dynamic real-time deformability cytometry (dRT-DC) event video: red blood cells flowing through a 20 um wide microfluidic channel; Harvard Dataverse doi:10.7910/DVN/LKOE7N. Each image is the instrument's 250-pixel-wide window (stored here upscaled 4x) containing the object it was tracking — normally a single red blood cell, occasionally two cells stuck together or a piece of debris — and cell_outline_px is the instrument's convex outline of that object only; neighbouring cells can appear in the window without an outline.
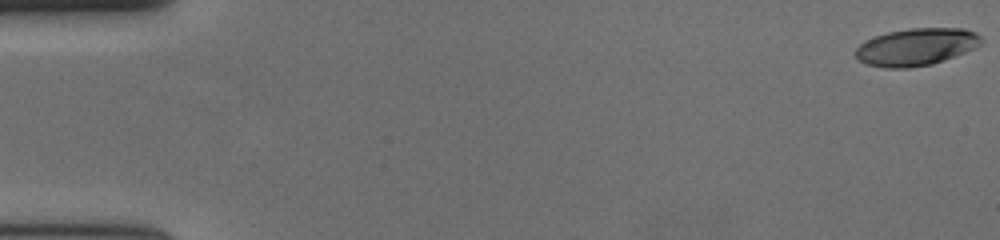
{"species": "human", "species_latin": "Homo sapiens", "temperature_condition": "cold", "stored_images_in_passage": 59, "camera_frame_rate_fps": 3000, "um_per_image_px": 0.085, "donor": {"sex": "female"}, "frame": {"image": 1, "passage_image": 1, "time_ms": 0.0, "image_size_px": [1000, 240], "cell_outline_px": [[984, 40], [976, 48], [944, 60], [932, 64], [908, 68], [884, 68], [868, 64], [856, 60], [852, 52], [864, 40], [888, 32], [908, 28], [964, 28], [976, 32]], "centroid_in_image_um": [77.86, 3.99], "position_along_channel_um": 7.1, "area_um2": 27.69}}
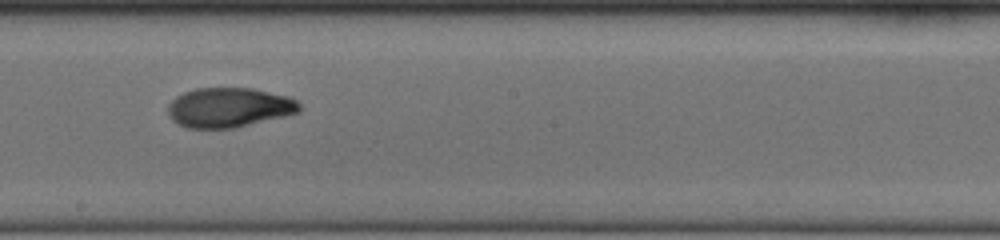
{"frame": {"image": 2, "passage_image": 34, "time_ms": 11.0, "image_size_px": [1000, 240], "cell_outline_px": [[300, 112], [284, 116], [232, 128], [188, 128], [172, 120], [168, 112], [168, 104], [176, 96], [184, 92], [196, 88], [252, 88], [292, 96], [300, 104]], "centroid_in_image_um": [19.49, 9.12], "position_along_channel_um": 228.7, "area_um2": 30.4}}
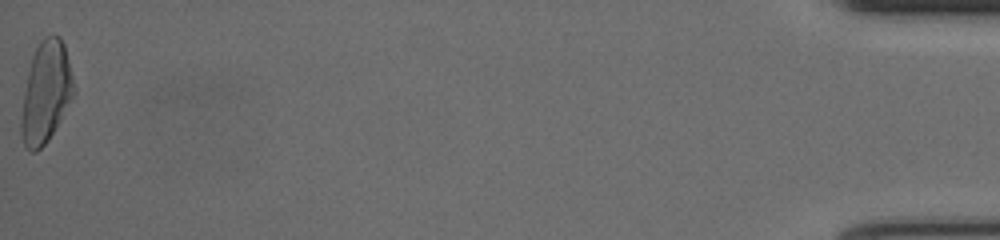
{"frame": {"image": 3, "passage_image": 59, "time_ms": 19.333, "image_size_px": [1000, 240], "cell_outline_px": [[76, 92], [48, 140], [36, 152], [28, 152], [24, 144], [20, 132], [20, 120], [24, 92], [28, 72], [32, 56], [40, 40], [44, 36], [60, 36], [64, 44], [76, 88]], "centroid_in_image_um": [3.9, 7.85], "position_along_channel_um": 431.3, "area_um2": 30.98}, "authors_computed_cell_mechanics": {"area_um2": 29.0734, "velocity_mm_per_s": 3.6496, "shape_relaxation_time_tau1_ms": 4.7961, "shape_relaxation_time_tau2_ms": 2.3256, "deformation_change_tau1": 0.1907, "deformation_change_tau2": 0.0703}}